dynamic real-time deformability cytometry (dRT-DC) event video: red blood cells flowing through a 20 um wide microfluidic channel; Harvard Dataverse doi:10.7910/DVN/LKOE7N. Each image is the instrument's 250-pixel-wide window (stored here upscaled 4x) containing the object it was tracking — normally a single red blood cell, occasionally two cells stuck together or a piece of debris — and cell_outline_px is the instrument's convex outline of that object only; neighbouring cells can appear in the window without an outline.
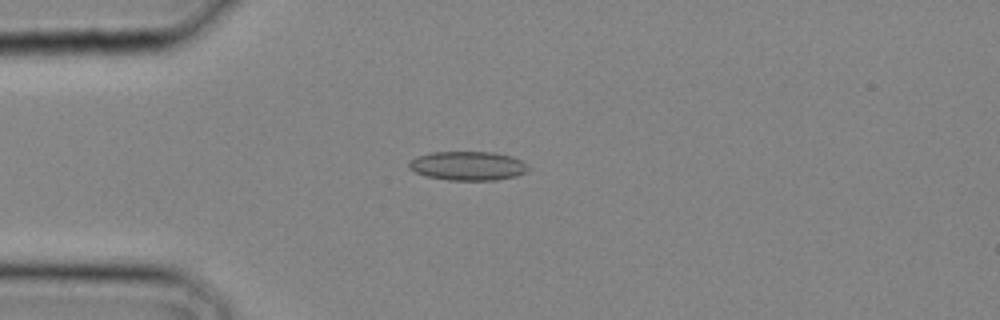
{"species": "common noctule bat (a hibernating species)", "species_latin": "Nyctalus noctula", "temperature_condition": "cold", "stored_images_in_passage": 25, "camera_frame_rate_fps": 3000, "um_per_image_px": 0.085, "animal": {"sex": "male", "body_mass_g": 20.4}, "frame": {"image": 1, "passage_image": 4, "time_ms": 1.0, "image_size_px": [1000, 320], "cell_outline_px": [[528, 172], [516, 176], [496, 180], [448, 180], [424, 176], [408, 168], [408, 164], [416, 156], [432, 152], [496, 152], [512, 156], [528, 164]], "centroid_in_image_um": [39.78, 14.1], "position_along_channel_um": 45.2, "area_um2": 20.35}}
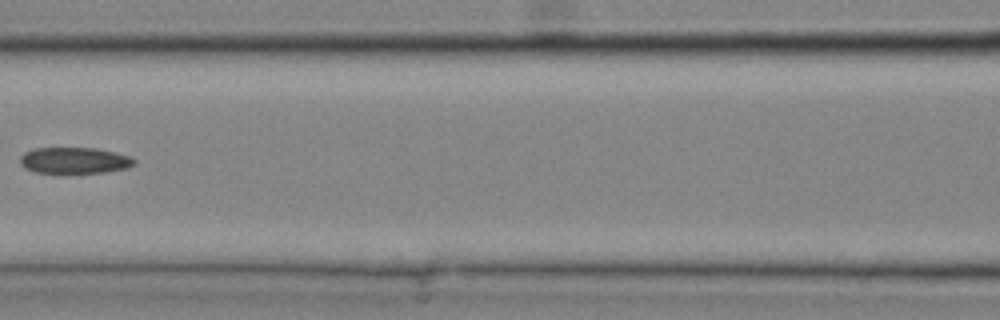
{"frame": {"image": 2, "passage_image": 10, "time_ms": 3.0, "image_size_px": [1000, 320], "cell_outline_px": [[136, 164], [128, 168], [104, 172], [36, 172], [24, 168], [20, 164], [20, 156], [24, 152], [36, 148], [96, 148], [116, 152], [132, 156], [136, 160]], "centroid_in_image_um": [6.37, 13.62], "position_along_channel_um": 160.2, "area_um2": 17.46}}
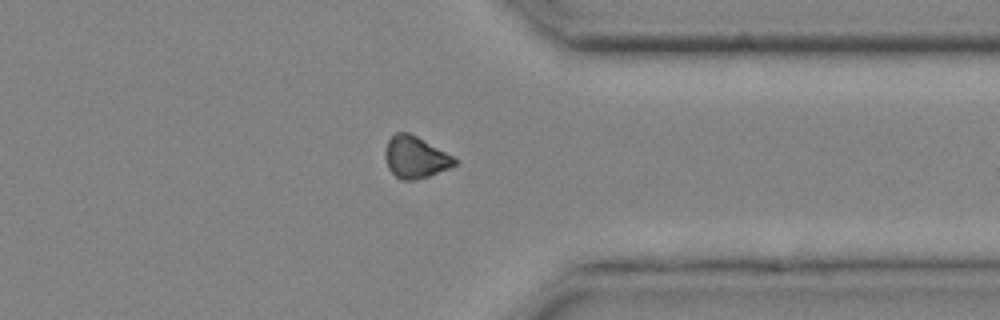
{"frame": {"image": 3, "passage_image": 20, "time_ms": 6.333, "image_size_px": [1000, 320], "cell_outline_px": [[456, 164], [448, 168], [428, 176], [416, 180], [400, 180], [388, 168], [384, 156], [384, 152], [388, 140], [396, 132], [408, 132], [416, 136], [452, 156], [456, 160]], "centroid_in_image_um": [35.25, 13.37], "position_along_channel_um": 376.1, "area_um2": 16.65}}